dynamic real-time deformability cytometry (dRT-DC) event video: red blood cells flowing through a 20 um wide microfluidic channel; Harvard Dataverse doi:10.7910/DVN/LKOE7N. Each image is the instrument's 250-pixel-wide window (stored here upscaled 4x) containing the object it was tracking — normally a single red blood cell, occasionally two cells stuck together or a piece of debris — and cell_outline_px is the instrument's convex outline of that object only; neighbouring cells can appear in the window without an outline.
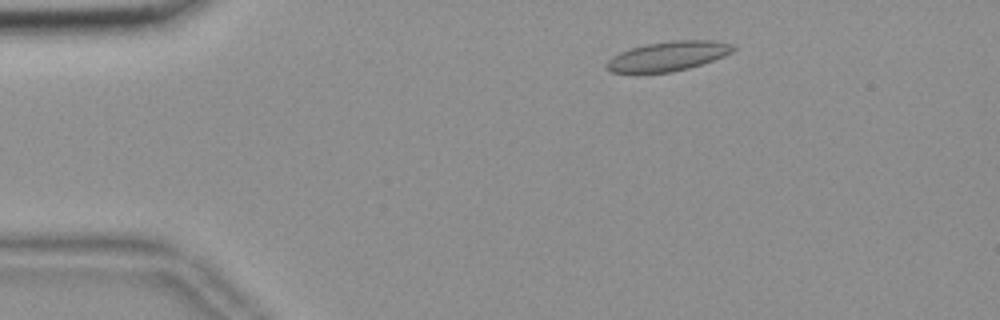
{"species": "common noctule bat (a hibernating species)", "species_latin": "Nyctalus noctula", "temperature_condition": "room temperature", "stored_images_in_passage": 52, "camera_frame_rate_fps": 3000, "um_per_image_px": 0.085, "animal": {"sex": "female", "body_mass_g": 18.4}, "frame": {"image": 1, "passage_image": 6, "time_ms": 1.667, "image_size_px": [1000, 320], "cell_outline_px": [[736, 48], [732, 52], [724, 56], [688, 68], [672, 72], [636, 76], [612, 72], [604, 68], [604, 64], [612, 56], [620, 52], [644, 44], [668, 40], [712, 40], [732, 44]], "centroid_in_image_um": [56.67, 4.81], "position_along_channel_um": 28.3, "area_um2": 22.6}}
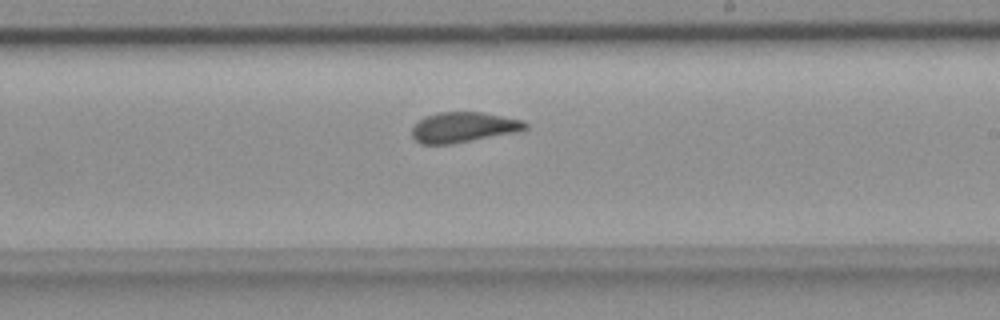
{"frame": {"image": 2, "passage_image": 29, "time_ms": 9.333, "image_size_px": [1000, 320], "cell_outline_px": [[528, 128], [516, 132], [452, 144], [420, 144], [412, 136], [412, 128], [424, 116], [436, 112], [480, 112], [524, 120], [528, 124]], "centroid_in_image_um": [39.39, 10.81], "position_along_channel_um": 249.6, "area_um2": 20.0}}
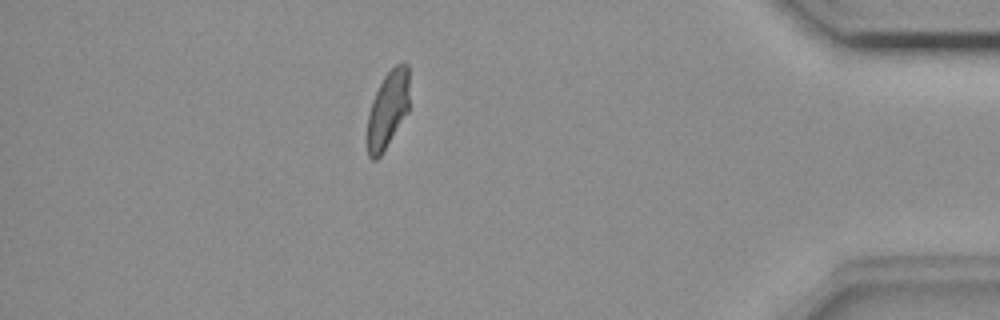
{"frame": {"image": 3, "passage_image": 45, "time_ms": 14.667, "image_size_px": [1000, 320], "cell_outline_px": [[408, 112], [384, 152], [376, 160], [372, 160], [368, 156], [368, 112], [372, 100], [384, 76], [396, 64], [408, 64]], "centroid_in_image_um": [32.96, 9.35], "position_along_channel_um": 402.2, "area_um2": 18.79}, "authors_computed_cell_mechanics": {"area_um2": 20.6057, "velocity_mm_per_s": 3.6635, "shape_relaxation_time_tau1_ms": 10.233, "shape_relaxation_time_tau2_ms": 1.0262, "deformation_change_tau1": 0.1604, "deformation_change_tau2": 0.0668}}